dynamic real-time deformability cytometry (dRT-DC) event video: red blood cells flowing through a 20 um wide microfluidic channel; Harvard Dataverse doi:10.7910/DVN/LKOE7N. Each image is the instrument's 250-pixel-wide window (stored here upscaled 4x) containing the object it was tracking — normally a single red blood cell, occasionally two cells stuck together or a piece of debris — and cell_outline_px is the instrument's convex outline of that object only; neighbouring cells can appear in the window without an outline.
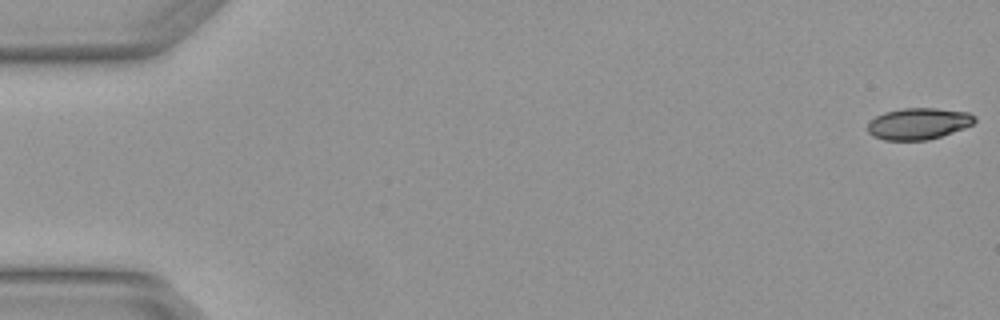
{"species": "Egyptian fruit bat (a non-hibernating species)", "species_latin": "Rousettus aegyptiacus", "temperature_condition": "warm", "stored_images_in_passage": 7, "camera_frame_rate_fps": 3000, "um_per_image_px": 0.085, "animal": {"sex": "female"}, "frame": {"image": 1, "passage_image": 1, "time_ms": 0.0, "image_size_px": [1000, 320], "cell_outline_px": [[976, 120], [972, 124], [964, 128], [928, 140], [884, 140], [872, 136], [868, 132], [868, 124], [876, 116], [884, 112], [900, 108], [936, 108], [968, 112], [976, 116]], "centroid_in_image_um": [78.06, 10.5], "position_along_channel_um": 6.9, "area_um2": 19.65}}
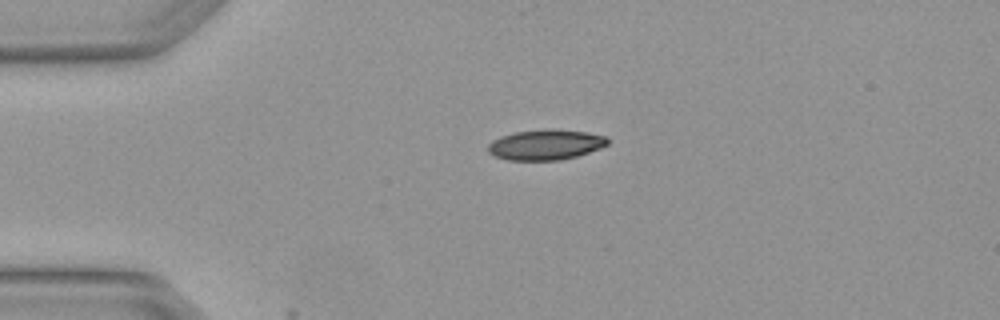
{"frame": {"image": 2, "passage_image": 4, "time_ms": 1.0, "image_size_px": [1000, 320], "cell_outline_px": [[608, 144], [600, 148], [576, 156], [560, 160], [508, 160], [496, 156], [488, 152], [488, 144], [492, 140], [500, 136], [516, 132], [552, 128], [588, 132], [608, 136]], "centroid_in_image_um": [46.39, 12.29], "position_along_channel_um": 38.6, "area_um2": 21.21}}